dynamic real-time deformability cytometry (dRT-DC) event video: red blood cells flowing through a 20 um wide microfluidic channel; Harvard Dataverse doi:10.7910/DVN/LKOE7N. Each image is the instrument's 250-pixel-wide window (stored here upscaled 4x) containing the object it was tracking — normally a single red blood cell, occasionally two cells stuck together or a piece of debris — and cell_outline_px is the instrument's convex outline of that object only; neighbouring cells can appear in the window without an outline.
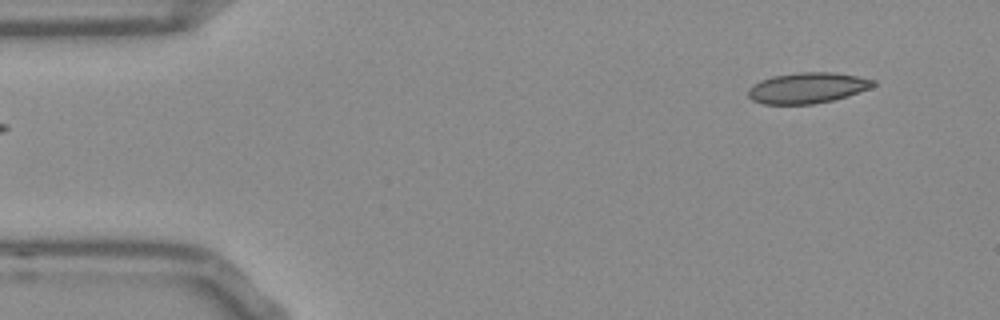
{"species": "Egyptian fruit bat (a non-hibernating species)", "species_latin": "Rousettus aegyptiacus", "temperature_condition": "room temperature", "stored_images_in_passage": 49, "camera_frame_rate_fps": 3000, "um_per_image_px": 0.085, "frame": {"image": 1, "passage_image": 1, "time_ms": 0.0, "image_size_px": [1000, 320], "cell_outline_px": [[876, 84], [868, 88], [848, 96], [832, 100], [812, 104], [764, 104], [752, 100], [748, 96], [748, 88], [760, 80], [772, 76], [800, 72], [832, 72], [856, 76], [876, 80]], "centroid_in_image_um": [68.6, 7.47], "position_along_channel_um": 16.4, "area_um2": 22.31}}
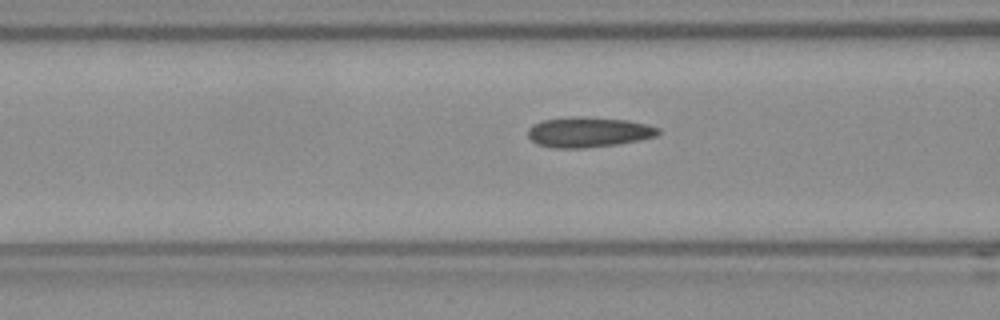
{"frame": {"image": 2, "passage_image": 16, "time_ms": 5.0, "image_size_px": [1000, 320], "cell_outline_px": [[660, 132], [656, 136], [640, 140], [616, 144], [580, 148], [556, 148], [536, 144], [528, 136], [528, 128], [532, 124], [544, 120], [576, 116], [580, 116], [628, 120], [648, 124], [660, 128]], "centroid_in_image_um": [50.03, 11.22], "position_along_channel_um": 116.6, "area_um2": 22.95}}
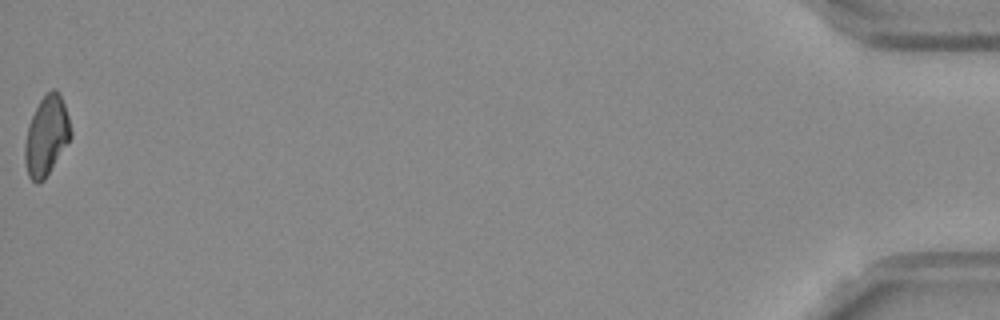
{"frame": {"image": 3, "passage_image": 49, "time_ms": 16.0, "image_size_px": [1000, 320], "cell_outline_px": [[72, 136], [44, 180], [36, 184], [28, 176], [24, 160], [24, 144], [28, 124], [40, 100], [52, 88], [56, 88], [60, 92], [68, 116], [72, 132]], "centroid_in_image_um": [3.94, 11.54], "position_along_channel_um": 431.3, "area_um2": 21.27}, "authors_computed_cell_mechanics": {"area_um2": 21.8484, "velocity_mm_per_s": 3.8167, "shape_relaxation_time_tau1_ms": null, "shape_relaxation_time_tau2_ms": 3.6513, "deformation_change_tau1": null, "deformation_change_tau2": 0.1031}}